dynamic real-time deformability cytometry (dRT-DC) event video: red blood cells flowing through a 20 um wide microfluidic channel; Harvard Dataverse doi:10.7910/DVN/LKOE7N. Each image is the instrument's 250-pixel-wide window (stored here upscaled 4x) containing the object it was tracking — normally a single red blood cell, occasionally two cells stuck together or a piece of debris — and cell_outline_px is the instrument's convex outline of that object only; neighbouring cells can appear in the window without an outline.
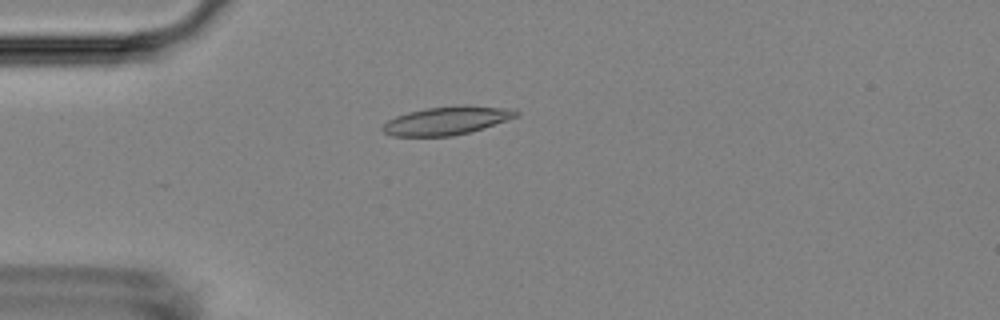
{"species": "Egyptian fruit bat (a non-hibernating species)", "species_latin": "Rousettus aegyptiacus", "temperature_condition": "room temperature", "stored_images_in_passage": 35, "camera_frame_rate_fps": 3000, "um_per_image_px": 0.085, "animal": {"sex": "female"}, "frame": {"image": 1, "passage_image": 3, "time_ms": 0.667, "image_size_px": [1000, 320], "cell_outline_px": [[520, 116], [484, 128], [452, 136], [392, 136], [384, 132], [380, 128], [388, 120], [396, 116], [408, 112], [424, 108], [464, 104], [468, 104], [516, 108], [520, 112]], "centroid_in_image_um": [38.06, 10.22], "position_along_channel_um": 46.9, "area_um2": 22.54}}
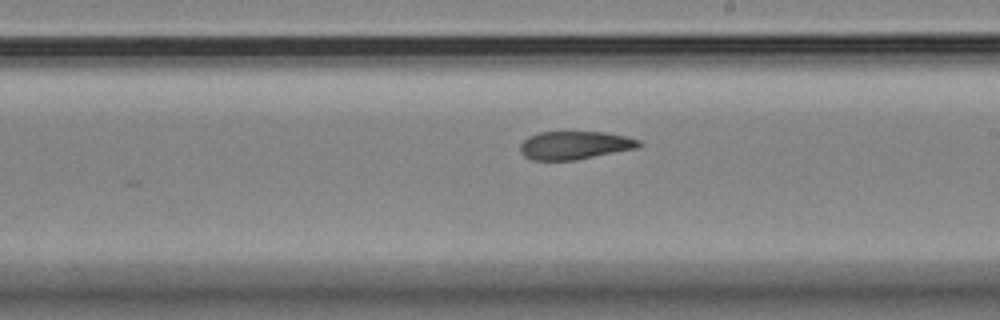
{"frame": {"image": 2, "passage_image": 20, "time_ms": 6.333, "image_size_px": [1000, 320], "cell_outline_px": [[640, 144], [636, 148], [576, 160], [532, 160], [524, 156], [520, 152], [520, 144], [528, 136], [540, 132], [604, 132], [624, 136], [640, 140]], "centroid_in_image_um": [48.8, 12.35], "position_along_channel_um": 240.2, "area_um2": 19.36}}
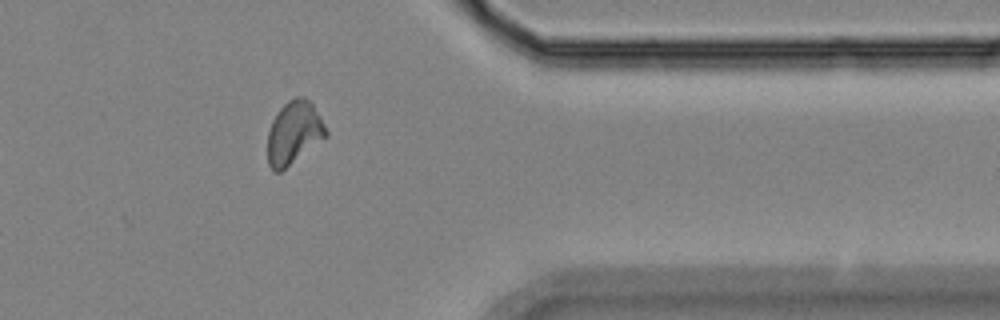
{"frame": {"image": 3, "passage_image": 33, "time_ms": 10.667, "image_size_px": [1000, 320], "cell_outline_px": [[328, 136], [280, 172], [272, 172], [268, 164], [268, 132], [272, 120], [276, 112], [288, 100], [296, 96], [304, 96], [312, 104], [320, 116], [328, 132]], "centroid_in_image_um": [24.97, 11.28], "position_along_channel_um": 386.4, "area_um2": 21.5}, "authors_computed_cell_mechanics": {"area_um2": 20.4612, "velocity_mm_per_s": 3.6773, "shape_relaxation_time_tau1_ms": null, "shape_relaxation_time_tau2_ms": 4.1291, "deformation_change_tau1": null, "deformation_change_tau2": 0.0912}}